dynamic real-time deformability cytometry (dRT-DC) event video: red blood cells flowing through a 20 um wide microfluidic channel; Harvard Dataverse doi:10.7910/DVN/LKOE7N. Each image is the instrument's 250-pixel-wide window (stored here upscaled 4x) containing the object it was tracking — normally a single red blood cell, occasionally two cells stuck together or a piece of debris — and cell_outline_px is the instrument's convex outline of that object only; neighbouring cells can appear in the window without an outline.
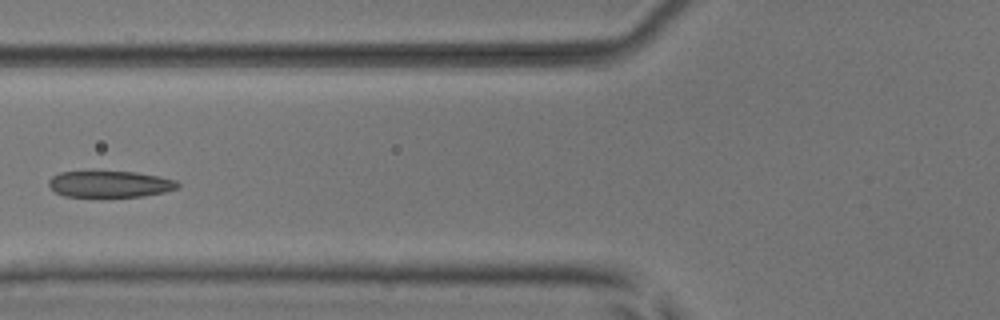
{"species": "common noctule bat (a hibernating species)", "species_latin": "Nyctalus noctula", "temperature_condition": "room temperature", "stored_images_in_passage": 6, "camera_frame_rate_fps": 3000, "um_per_image_px": 0.085, "animal": {"sex": "male", "body_mass_g": 17.9, "forearm_length_mm": 54.2}, "frame": {"image": 1, "passage_image": 4, "time_ms": 1.0, "image_size_px": [1000, 320], "cell_outline_px": [[180, 184], [176, 188], [164, 192], [144, 196], [64, 196], [56, 192], [48, 184], [48, 180], [52, 176], [60, 172], [136, 172], [160, 176], [176, 180]], "centroid_in_image_um": [9.36, 15.64], "position_along_channel_um": 116.4, "area_um2": 19.59}}
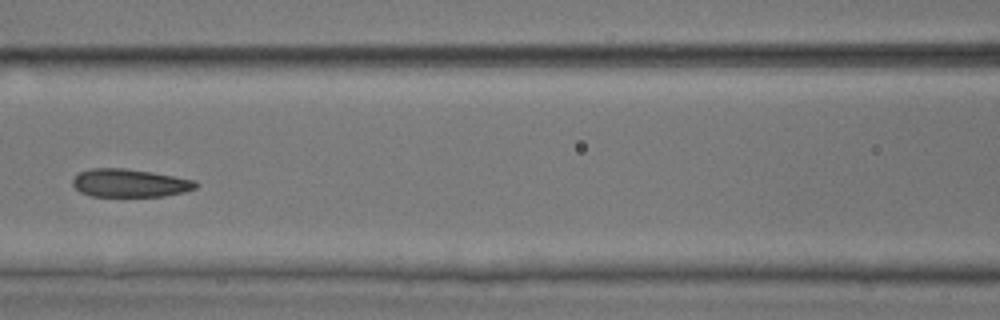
{"frame": {"image": 2, "passage_image": 5, "time_ms": 1.333, "image_size_px": [1000, 320], "cell_outline_px": [[200, 184], [196, 188], [184, 192], [164, 196], [92, 196], [80, 192], [72, 184], [72, 180], [80, 172], [92, 168], [124, 168], [152, 172], [196, 180]], "centroid_in_image_um": [11.06, 15.56], "position_along_channel_um": 155.5, "area_um2": 20.17}}